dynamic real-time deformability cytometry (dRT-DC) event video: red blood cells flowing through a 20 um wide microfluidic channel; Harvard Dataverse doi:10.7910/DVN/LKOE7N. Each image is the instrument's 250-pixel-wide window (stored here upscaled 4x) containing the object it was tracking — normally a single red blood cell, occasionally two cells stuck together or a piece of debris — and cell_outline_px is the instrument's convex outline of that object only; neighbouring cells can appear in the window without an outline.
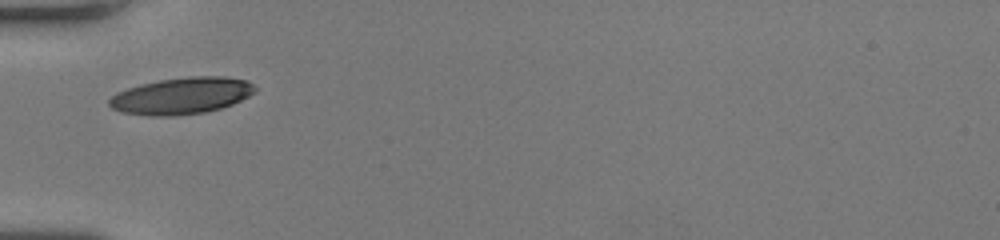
{"species": "human", "species_latin": "Homo sapiens", "temperature_condition": "room temperature", "stored_images_in_passage": 27, "camera_frame_rate_fps": 3000, "um_per_image_px": 0.085, "donor": {"sex": "female"}, "frame": {"image": 1, "passage_image": 1, "time_ms": 0.0, "image_size_px": [1000, 240], "cell_outline_px": [[256, 92], [232, 104], [220, 108], [204, 112], [176, 116], [148, 116], [124, 112], [112, 108], [108, 104], [108, 100], [116, 92], [140, 84], [160, 80], [188, 76], [224, 76], [248, 80], [256, 88]], "centroid_in_image_um": [15.43, 8.14], "position_along_channel_um": 69.6, "area_um2": 31.21}}
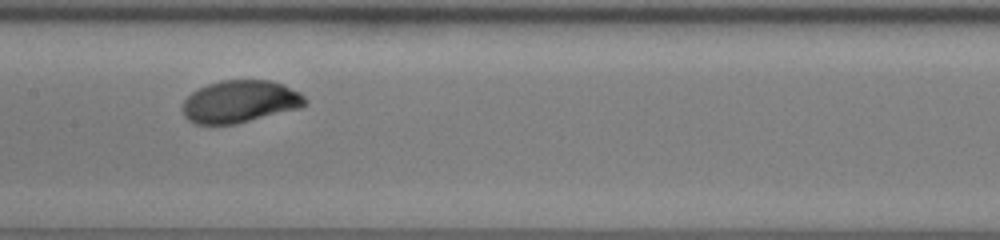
{"frame": {"image": 2, "passage_image": 10, "time_ms": 3.0, "image_size_px": [1000, 240], "cell_outline_px": [[308, 104], [300, 108], [236, 124], [196, 124], [188, 120], [184, 116], [180, 108], [184, 100], [192, 92], [208, 84], [220, 80], [272, 80], [284, 84], [300, 92], [308, 100]], "centroid_in_image_um": [20.41, 8.63], "position_along_channel_um": 187.0, "area_um2": 30.58}}
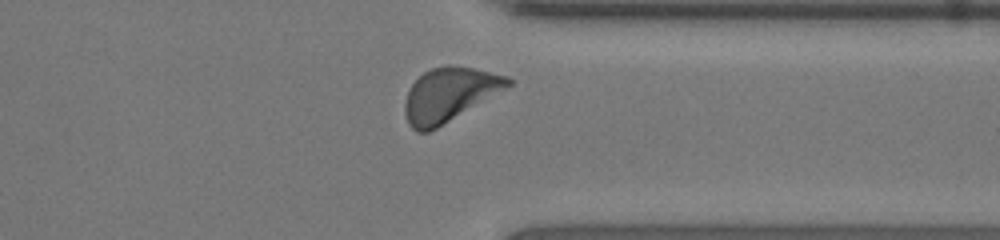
{"frame": {"image": 3, "passage_image": 24, "time_ms": 7.667, "image_size_px": [1000, 240], "cell_outline_px": [[512, 84], [508, 88], [436, 128], [428, 132], [416, 132], [408, 124], [404, 112], [404, 104], [408, 92], [412, 84], [424, 72], [432, 68], [448, 64], [472, 68], [508, 76], [512, 80]], "centroid_in_image_um": [38.19, 8.04], "position_along_channel_um": 373.2, "area_um2": 32.19}, "authors_computed_cell_mechanics": {"area_um2": 30.5762, "velocity_mm_per_s": 3.9859, "shape_relaxation_time_tau1_ms": 2.1425, "shape_relaxation_time_tau2_ms": null, "deformation_change_tau1": 0.1386, "deformation_change_tau2": null}}